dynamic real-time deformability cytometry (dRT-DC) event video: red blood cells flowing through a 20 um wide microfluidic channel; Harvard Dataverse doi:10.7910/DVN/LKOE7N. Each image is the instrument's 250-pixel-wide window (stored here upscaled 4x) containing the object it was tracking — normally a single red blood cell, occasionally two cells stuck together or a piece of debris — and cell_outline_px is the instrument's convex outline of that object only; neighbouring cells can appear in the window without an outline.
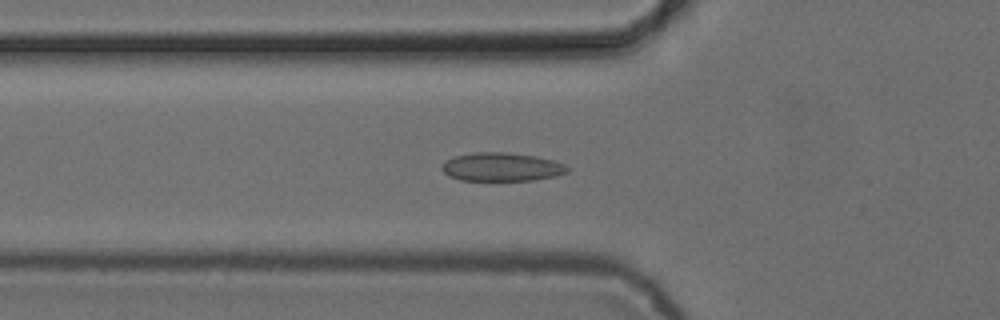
{"species": "common noctule bat (a hibernating species)", "species_latin": "Nyctalus noctula", "temperature_condition": "cold", "stored_images_in_passage": 52, "camera_frame_rate_fps": 3000, "um_per_image_px": 0.085, "animal": {"sex": "female", "body_mass_g": 24.6, "forearm_length_mm": 56.2}, "frame": {"image": 1, "passage_image": 18, "time_ms": 5.667, "image_size_px": [1000, 320], "cell_outline_px": [[568, 172], [556, 176], [532, 180], [460, 180], [448, 176], [440, 168], [452, 156], [472, 152], [504, 152], [536, 156], [552, 160], [564, 164], [568, 168]], "centroid_in_image_um": [42.62, 14.18], "position_along_channel_um": 83.2, "area_um2": 20.81}}
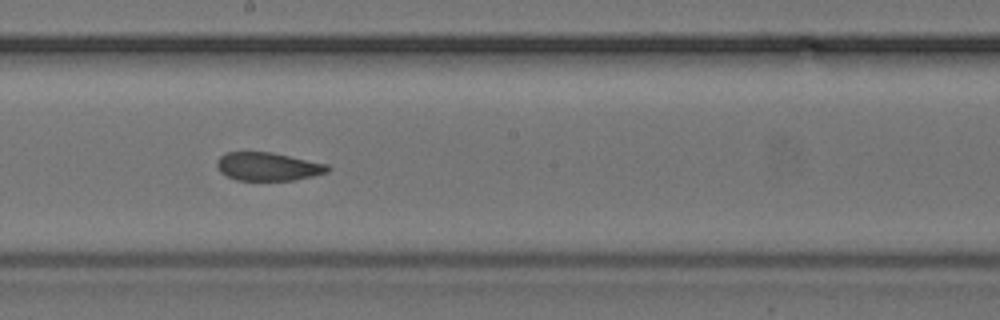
{"frame": {"image": 2, "passage_image": 29, "time_ms": 9.333, "image_size_px": [1000, 320], "cell_outline_px": [[332, 168], [328, 172], [296, 180], [236, 180], [220, 172], [216, 164], [216, 160], [220, 156], [228, 152], [272, 152], [328, 164]], "centroid_in_image_um": [22.79, 14.15], "position_along_channel_um": 225.4, "area_um2": 18.32}}
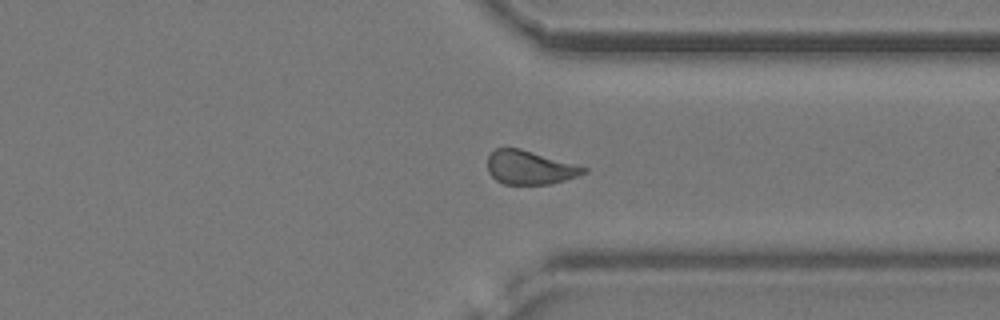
{"frame": {"image": 3, "passage_image": 40, "time_ms": 13.0, "image_size_px": [1000, 320], "cell_outline_px": [[588, 172], [564, 180], [548, 184], [504, 184], [496, 180], [488, 172], [488, 156], [496, 148], [520, 148], [576, 164], [588, 168]], "centroid_in_image_um": [45.03, 14.23], "position_along_channel_um": 366.4, "area_um2": 18.79}, "authors_computed_cell_mechanics": {"area_um2": 19.652, "velocity_mm_per_s": 3.8497, "shape_relaxation_time_tau1_ms": null, "shape_relaxation_time_tau2_ms": 2.795, "deformation_change_tau1": null, "deformation_change_tau2": 0.0576}}